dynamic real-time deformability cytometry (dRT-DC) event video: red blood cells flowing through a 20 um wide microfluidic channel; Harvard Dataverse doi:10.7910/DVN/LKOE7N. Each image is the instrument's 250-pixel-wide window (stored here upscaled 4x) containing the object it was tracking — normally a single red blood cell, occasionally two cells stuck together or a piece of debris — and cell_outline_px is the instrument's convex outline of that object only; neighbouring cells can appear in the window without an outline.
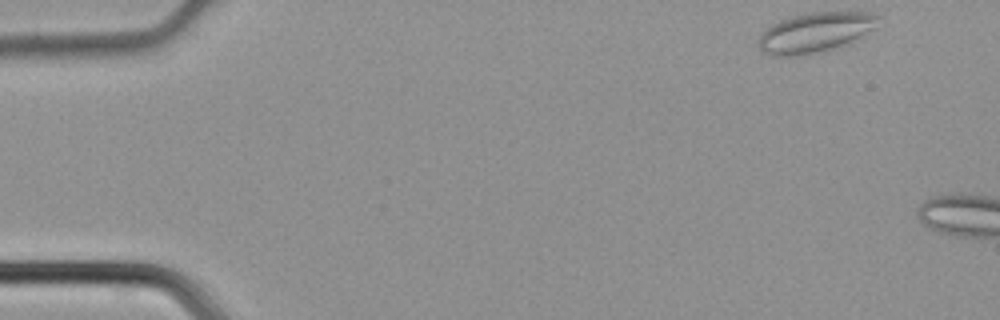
{"species": "common noctule bat (a hibernating species)", "species_latin": "Nyctalus noctula", "temperature_condition": "cold", "stored_images_in_passage": 4, "camera_frame_rate_fps": 3000, "um_per_image_px": 0.085, "animal": {"sex": "male", "body_mass_g": 21.5, "forearm_length_mm": 52.0}, "frame": {"image": 1, "passage_image": 1, "time_ms": 0.0, "image_size_px": [1000, 320], "cell_outline_px": [[876, 28], [848, 44], [820, 52], [796, 56], [772, 56], [764, 52], [760, 48], [760, 36], [772, 24], [780, 20], [792, 16], [812, 12], [872, 12], [876, 16]], "centroid_in_image_um": [69.31, 2.76], "position_along_channel_um": 15.7, "area_um2": 27.57}}